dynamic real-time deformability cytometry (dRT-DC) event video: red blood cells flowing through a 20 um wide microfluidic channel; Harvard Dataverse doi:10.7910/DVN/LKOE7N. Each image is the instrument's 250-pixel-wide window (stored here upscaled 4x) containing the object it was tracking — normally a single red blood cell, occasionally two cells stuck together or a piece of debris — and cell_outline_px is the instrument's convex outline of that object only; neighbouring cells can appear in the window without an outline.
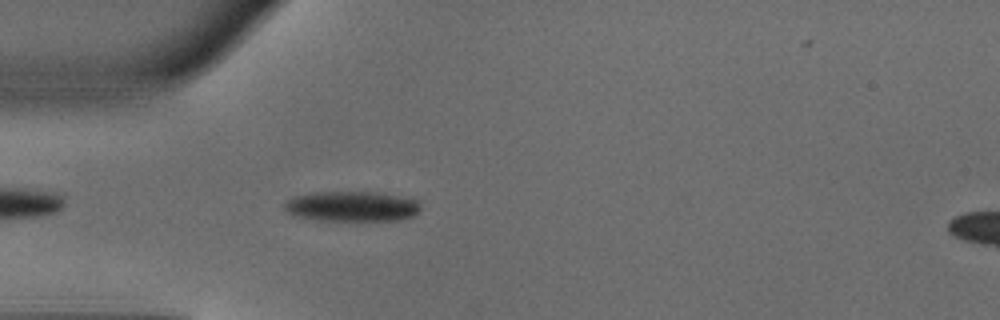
{"species": "common noctule bat (a hibernating species)", "species_latin": "Nyctalus noctula", "temperature_condition": "warm", "stored_images_in_passage": 38, "camera_frame_rate_fps": 3000, "um_per_image_px": 0.085, "animal": {"sex": "male", "body_mass_g": 18.8}, "frame": {"image": 1, "passage_image": 3, "time_ms": 0.667, "image_size_px": [1000, 320], "cell_outline_px": [[420, 208], [412, 216], [400, 220], [320, 220], [292, 216], [284, 208], [284, 204], [288, 200], [296, 196], [316, 192], [380, 192], [416, 200], [420, 204]], "centroid_in_image_um": [29.89, 17.54], "position_along_channel_um": 55.1, "area_um2": 23.76}}
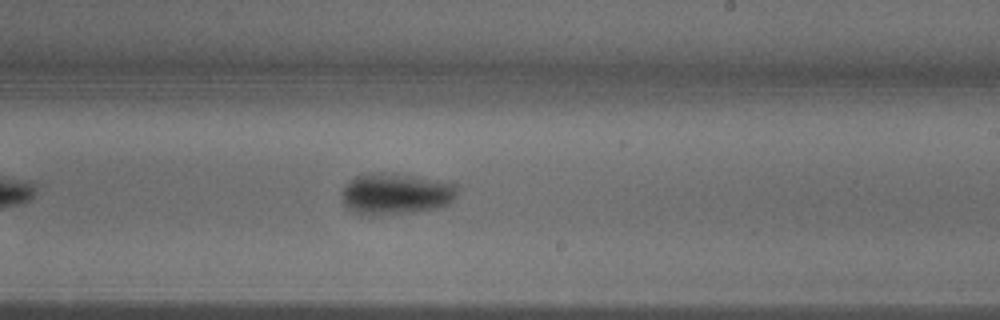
{"frame": {"image": 2, "passage_image": 18, "time_ms": 5.667, "image_size_px": [1000, 320], "cell_outline_px": [[456, 196], [448, 204], [436, 208], [412, 212], [376, 216], [360, 216], [352, 212], [340, 200], [340, 192], [348, 180], [352, 176], [368, 172], [396, 172], [456, 184]], "centroid_in_image_um": [33.52, 16.47], "position_along_channel_um": 255.5, "area_um2": 28.73}}
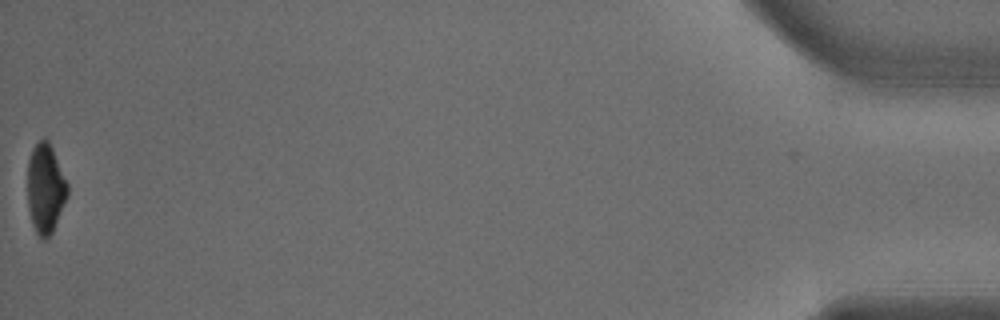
{"frame": {"image": 3, "passage_image": 38, "time_ms": 12.333, "image_size_px": [1000, 320], "cell_outline_px": [[68, 196], [52, 232], [44, 240], [36, 232], [32, 224], [28, 208], [28, 160], [32, 148], [44, 136], [48, 140], [52, 148], [68, 184]], "centroid_in_image_um": [3.86, 16.0], "position_along_channel_um": 431.3, "area_um2": 20.75}, "authors_computed_cell_mechanics": {"area_um2": 24.8829, "velocity_mm_per_s": 4.1098, "shape_relaxation_time_tau1_ms": 2.7872, "shape_relaxation_time_tau2_ms": null, "deformation_change_tau1": 0.172, "deformation_change_tau2": null}}